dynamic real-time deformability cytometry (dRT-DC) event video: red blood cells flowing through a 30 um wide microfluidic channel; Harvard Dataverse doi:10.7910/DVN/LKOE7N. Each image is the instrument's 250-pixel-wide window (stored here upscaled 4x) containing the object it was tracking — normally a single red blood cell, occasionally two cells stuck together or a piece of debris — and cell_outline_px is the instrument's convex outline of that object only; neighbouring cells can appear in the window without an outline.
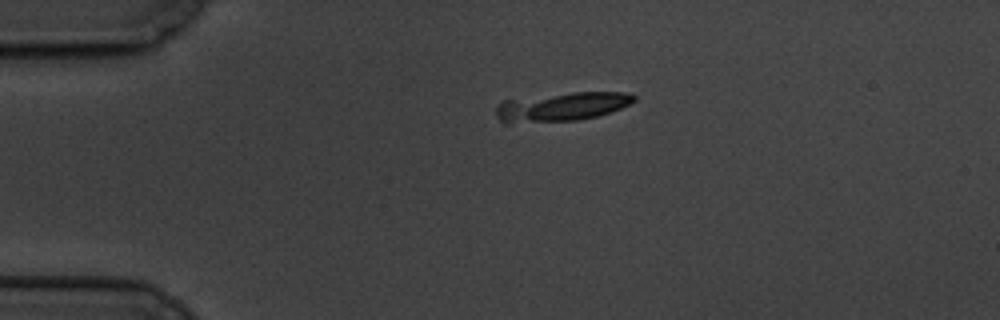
{"species": "common noctule bat (a hibernating species)", "species_latin": "Nyctalus noctula", "temperature_condition": "cold", "stored_images_in_passage": 8, "camera_frame_rate_fps": 3000, "um_per_image_px": 0.085, "animal": {"sex": "male", "body_mass_g": 19.5, "forearm_length_mm": 54.6}, "frame": {"image": 1, "passage_image": 1, "time_ms": 0.0, "image_size_px": [1000, 320], "cell_outline_px": [[636, 100], [620, 108], [596, 116], [580, 120], [508, 124], [504, 124], [496, 116], [496, 104], [500, 100], [572, 92], [624, 92], [636, 96]], "centroid_in_image_um": [47.64, 9.08], "position_along_channel_um": 37.4, "area_um2": 23.47}}
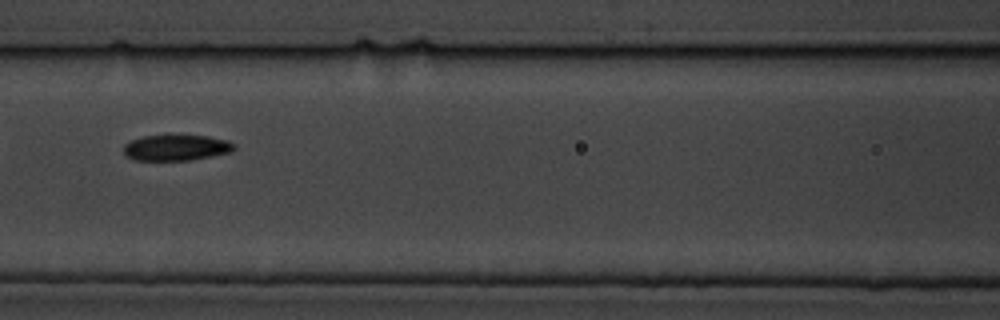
{"frame": {"image": 2, "passage_image": 5, "time_ms": 4.667, "image_size_px": [1000, 320], "cell_outline_px": [[236, 148], [232, 152], [212, 156], [188, 160], [136, 160], [128, 156], [124, 152], [124, 144], [132, 140], [144, 136], [208, 136], [228, 140], [236, 144]], "centroid_in_image_um": [15.04, 12.55], "position_along_channel_um": 151.6, "area_um2": 16.47}}
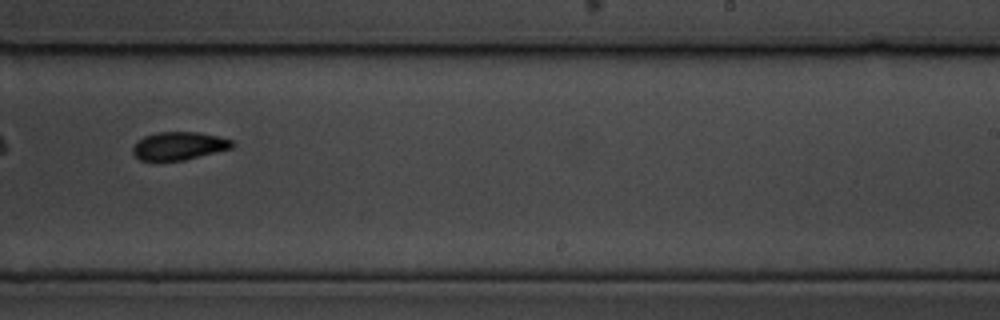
{"frame": {"image": 3, "passage_image": 8, "time_ms": 8.333, "image_size_px": [1000, 320], "cell_outline_px": [[236, 144], [232, 148], [184, 160], [140, 160], [132, 152], [132, 148], [136, 140], [144, 136], [156, 132], [200, 132], [232, 140]], "centroid_in_image_um": [15.19, 12.39], "position_along_channel_um": 273.8, "area_um2": 16.24}}